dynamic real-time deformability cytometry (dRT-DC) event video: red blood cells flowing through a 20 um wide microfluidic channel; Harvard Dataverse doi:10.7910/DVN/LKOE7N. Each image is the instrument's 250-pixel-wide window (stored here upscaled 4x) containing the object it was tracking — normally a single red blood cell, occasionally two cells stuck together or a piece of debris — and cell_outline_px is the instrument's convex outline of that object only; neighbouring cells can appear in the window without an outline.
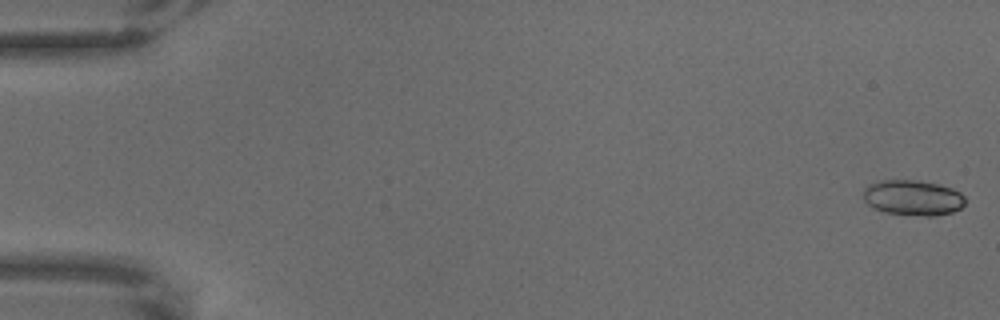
{"species": "common noctule bat (a hibernating species)", "species_latin": "Nyctalus noctula", "temperature_condition": "warm", "stored_images_in_passage": 66, "camera_frame_rate_fps": 3000, "um_per_image_px": 0.085, "animal": {"sex": "male", "body_mass_g": 18.8}, "frame": {"image": 1, "passage_image": 2, "time_ms": 0.333, "image_size_px": [1000, 320], "cell_outline_px": [[964, 204], [960, 208], [952, 212], [936, 216], [924, 216], [884, 212], [872, 208], [864, 200], [864, 188], [868, 184], [880, 180], [916, 180], [940, 184], [952, 188], [960, 192], [964, 196]], "centroid_in_image_um": [77.58, 16.8], "position_along_channel_um": 7.4, "area_um2": 21.15}}
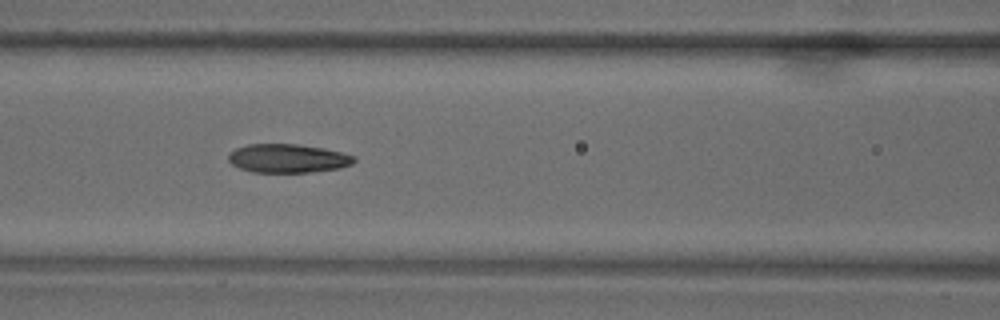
{"frame": {"image": 2, "passage_image": 30, "time_ms": 9.667, "image_size_px": [1000, 320], "cell_outline_px": [[356, 160], [352, 164], [340, 168], [308, 172], [252, 172], [240, 168], [232, 164], [228, 160], [228, 156], [236, 148], [248, 144], [296, 144], [324, 148], [356, 156]], "centroid_in_image_um": [24.48, 13.46], "position_along_channel_um": 142.1, "area_um2": 20.92}}
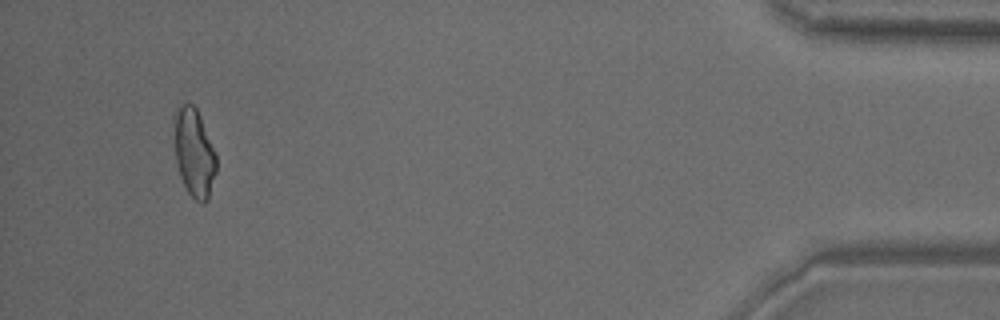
{"frame": {"image": 3, "passage_image": 63, "time_ms": 20.667, "image_size_px": [1000, 320], "cell_outline_px": [[216, 172], [208, 200], [204, 204], [200, 204], [188, 192], [180, 176], [176, 160], [172, 112], [180, 104], [188, 100], [196, 108], [200, 116], [216, 152]], "centroid_in_image_um": [16.48, 12.92], "position_along_channel_um": 418.7, "area_um2": 22.2}}